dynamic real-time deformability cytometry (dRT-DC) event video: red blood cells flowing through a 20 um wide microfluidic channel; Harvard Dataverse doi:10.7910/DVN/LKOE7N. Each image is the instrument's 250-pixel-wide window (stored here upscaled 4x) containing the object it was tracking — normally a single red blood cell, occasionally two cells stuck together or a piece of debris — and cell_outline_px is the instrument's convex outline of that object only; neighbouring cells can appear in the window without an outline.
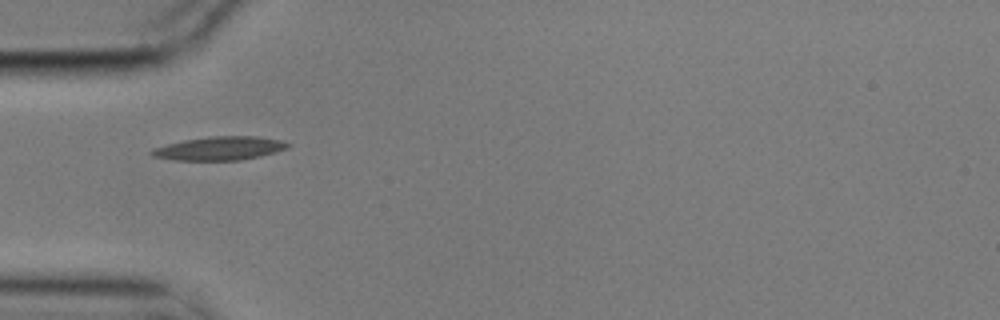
{"species": "common noctule bat (a hibernating species)", "species_latin": "Nyctalus noctula", "temperature_condition": "cold", "stored_images_in_passage": 2, "camera_frame_rate_fps": 3000, "um_per_image_px": 0.085, "animal": {"sex": "male", "body_mass_g": 17.9}, "frame": {"image": 1, "passage_image": 2, "time_ms": 0.333, "image_size_px": [1000, 320], "cell_outline_px": [[292, 144], [288, 148], [276, 152], [260, 156], [240, 160], [176, 160], [152, 156], [148, 152], [152, 148], [184, 140], [208, 136], [256, 136], [280, 140]], "centroid_in_image_um": [18.67, 12.61], "position_along_channel_um": 66.3, "area_um2": 18.73}}